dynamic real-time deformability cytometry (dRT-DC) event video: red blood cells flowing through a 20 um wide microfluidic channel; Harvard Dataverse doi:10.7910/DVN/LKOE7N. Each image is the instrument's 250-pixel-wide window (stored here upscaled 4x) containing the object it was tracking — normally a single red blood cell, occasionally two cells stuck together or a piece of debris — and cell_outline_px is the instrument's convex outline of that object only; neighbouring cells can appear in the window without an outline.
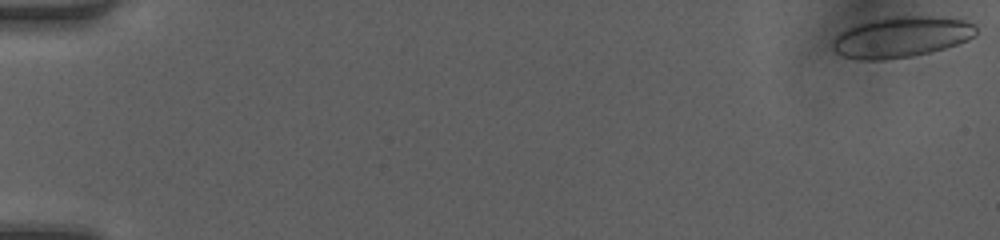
{"species": "human", "species_latin": "Homo sapiens", "temperature_condition": "room temperature", "stored_images_in_passage": 47, "camera_frame_rate_fps": 3000, "um_per_image_px": 0.085, "donor": {"sex": "female"}, "frame": {"image": 1, "passage_image": 1, "time_ms": 0.0, "image_size_px": [1000, 240], "cell_outline_px": [[976, 36], [968, 40], [944, 48], [912, 56], [884, 60], [856, 60], [844, 56], [836, 52], [832, 48], [832, 44], [836, 36], [840, 32], [848, 28], [868, 20], [884, 16], [948, 16], [964, 20], [976, 24]], "centroid_in_image_um": [76.63, 3.12], "position_along_channel_um": 8.4, "area_um2": 34.51}}
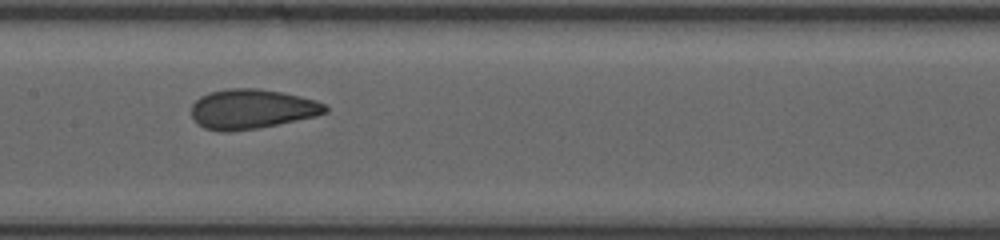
{"frame": {"image": 2, "passage_image": 26, "time_ms": 8.333, "image_size_px": [1000, 240], "cell_outline_px": [[328, 112], [296, 120], [256, 128], [228, 132], [224, 132], [204, 128], [192, 116], [192, 104], [200, 96], [212, 92], [228, 88], [256, 88], [280, 92], [300, 96], [316, 100], [324, 104], [328, 108]], "centroid_in_image_um": [21.39, 9.26], "position_along_channel_um": 186.0, "area_um2": 30.52}}
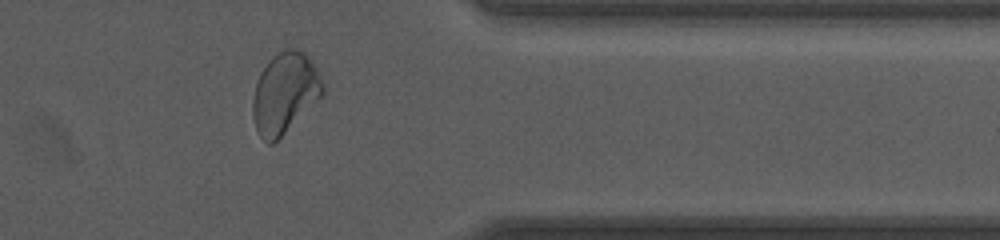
{"frame": {"image": 3, "passage_image": 41, "time_ms": 13.333, "image_size_px": [1000, 240], "cell_outline_px": [[324, 92], [272, 144], [268, 144], [256, 132], [252, 116], [252, 100], [256, 84], [260, 72], [272, 56], [288, 48], [292, 48], [304, 52], [308, 56], [316, 68], [324, 84]], "centroid_in_image_um": [24.17, 7.89], "position_along_channel_um": 387.2, "area_um2": 32.31}}